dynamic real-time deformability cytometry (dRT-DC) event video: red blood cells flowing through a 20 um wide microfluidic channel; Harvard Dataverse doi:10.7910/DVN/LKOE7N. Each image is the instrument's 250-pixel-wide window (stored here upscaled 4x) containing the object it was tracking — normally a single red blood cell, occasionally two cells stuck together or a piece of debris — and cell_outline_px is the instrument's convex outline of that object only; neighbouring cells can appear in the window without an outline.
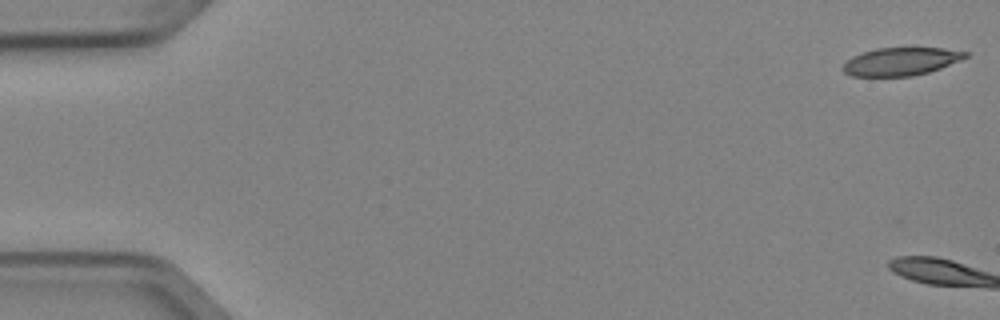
{"species": "Egyptian fruit bat (a non-hibernating species)", "species_latin": "Rousettus aegyptiacus", "temperature_condition": "cold", "stored_images_in_passage": 7, "camera_frame_rate_fps": 3000, "um_per_image_px": 0.085, "animal": {"sex": "female"}, "frame": {"image": 1, "passage_image": 1, "time_ms": 0.0, "image_size_px": [1000, 320], "cell_outline_px": [[968, 56], [960, 60], [940, 68], [928, 72], [912, 76], [852, 76], [844, 72], [840, 68], [852, 56], [876, 48], [944, 48], [968, 52]], "centroid_in_image_um": [76.56, 5.23], "position_along_channel_um": 8.4, "area_um2": 19.83}}
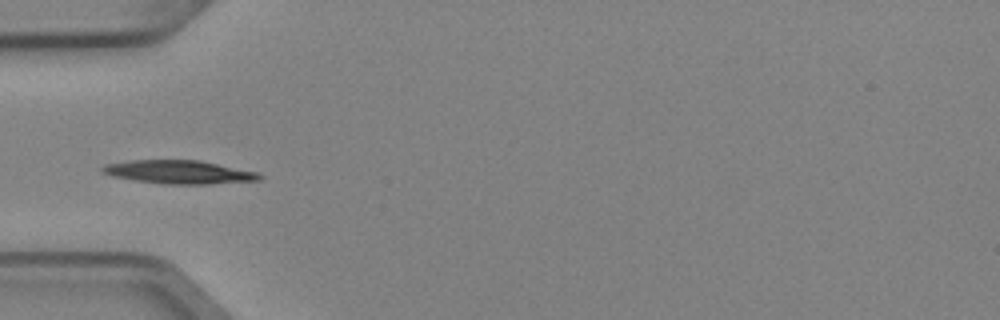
{"frame": {"image": 2, "passage_image": 6, "time_ms": 1.667, "image_size_px": [1000, 320], "cell_outline_px": [[264, 176], [260, 180], [212, 184], [164, 184], [136, 180], [112, 176], [100, 172], [100, 168], [104, 164], [132, 160], [200, 160], [256, 172]], "centroid_in_image_um": [15.19, 14.62], "position_along_channel_um": 69.8, "area_um2": 21.44}}
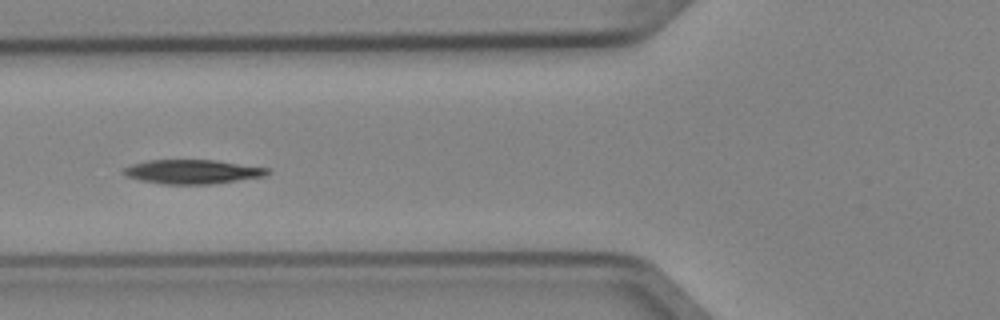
{"frame": {"image": 3, "passage_image": 7, "time_ms": 2.0, "image_size_px": [1000, 320], "cell_outline_px": [[272, 172], [264, 176], [212, 184], [160, 184], [140, 180], [128, 176], [120, 172], [124, 168], [132, 164], [148, 160], [212, 160], [268, 168]], "centroid_in_image_um": [16.33, 14.6], "position_along_channel_um": 109.5, "area_um2": 20.11}}